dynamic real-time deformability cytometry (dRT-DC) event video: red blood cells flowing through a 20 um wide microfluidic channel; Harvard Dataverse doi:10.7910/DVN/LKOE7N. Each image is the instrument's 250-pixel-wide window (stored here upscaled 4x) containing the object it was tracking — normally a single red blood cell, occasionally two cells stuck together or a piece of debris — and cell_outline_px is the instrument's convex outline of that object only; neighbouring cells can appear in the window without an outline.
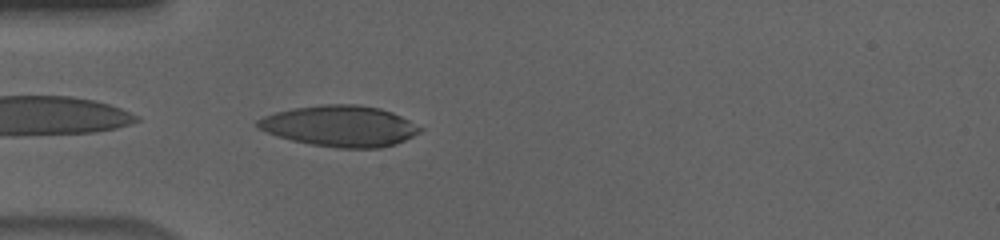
{"species": "human", "species_latin": "Homo sapiens", "temperature_condition": "cold", "stored_images_in_passage": 40, "camera_frame_rate_fps": 3000, "um_per_image_px": 0.085, "donor": {"sex": "male"}, "frame": {"image": 1, "passage_image": 1, "time_ms": 0.0, "image_size_px": [1000, 240], "cell_outline_px": [[424, 128], [420, 132], [396, 144], [380, 148], [336, 148], [308, 144], [276, 136], [256, 128], [256, 120], [264, 116], [276, 112], [292, 108], [324, 104], [356, 104], [380, 108], [392, 112]], "centroid_in_image_um": [28.87, 10.72], "position_along_channel_um": 56.1, "area_um2": 38.96}}
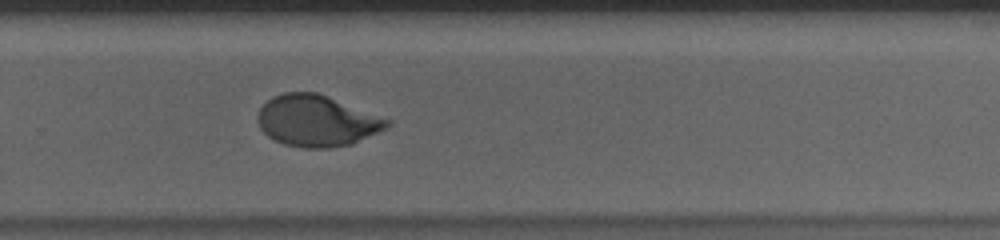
{"frame": {"image": 2, "passage_image": 22, "time_ms": 7.0, "image_size_px": [1000, 240], "cell_outline_px": [[392, 124], [388, 128], [352, 144], [328, 148], [304, 148], [284, 144], [268, 136], [260, 128], [256, 120], [256, 116], [260, 108], [272, 96], [284, 92], [316, 92], [392, 120]], "centroid_in_image_um": [26.93, 10.27], "position_along_channel_um": 302.9, "area_um2": 38.78}}
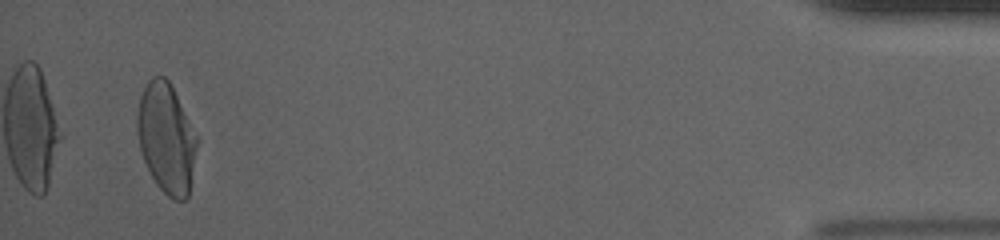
{"frame": {"image": 3, "passage_image": 38, "time_ms": 12.333, "image_size_px": [1000, 240], "cell_outline_px": [[200, 140], [188, 196], [184, 200], [172, 200], [156, 184], [140, 152], [136, 132], [136, 116], [140, 96], [148, 80], [152, 76], [164, 76], [168, 80]], "centroid_in_image_um": [14.15, 11.76], "position_along_channel_um": 421.1, "area_um2": 38.67}, "authors_computed_cell_mechanics": {"area_um2": 38.7838, "velocity_mm_per_s": 3.6375, "shape_relaxation_time_tau1_ms": 5.1226, "shape_relaxation_time_tau2_ms": 1.477, "deformation_change_tau1": 0.1909, "deformation_change_tau2": 0.0344}}